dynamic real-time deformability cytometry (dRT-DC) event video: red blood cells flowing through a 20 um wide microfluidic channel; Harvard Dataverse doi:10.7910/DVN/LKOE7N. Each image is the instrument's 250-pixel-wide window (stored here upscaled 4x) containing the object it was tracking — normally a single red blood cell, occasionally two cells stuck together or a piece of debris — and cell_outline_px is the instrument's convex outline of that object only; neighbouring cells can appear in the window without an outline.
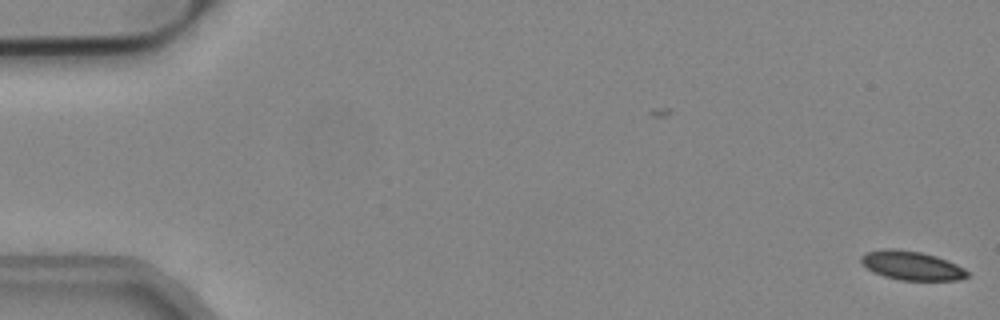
{"species": "common noctule bat (a hibernating species)", "species_latin": "Nyctalus noctula", "temperature_condition": "cold", "stored_images_in_passage": 2, "camera_frame_rate_fps": 3000, "um_per_image_px": 0.085, "animal": {"sex": "male", "body_mass_g": 19.2, "forearm_length_mm": 51.8}, "frame": {"image": 1, "passage_image": 2, "time_ms": 0.333, "image_size_px": [1000, 320], "cell_outline_px": [[968, 276], [960, 280], [900, 280], [884, 276], [872, 272], [860, 260], [860, 256], [868, 252], [884, 248], [892, 248], [920, 252], [936, 256], [956, 264], [964, 268], [968, 272]], "centroid_in_image_um": [77.49, 22.57], "position_along_channel_um": 7.5, "area_um2": 17.8}}